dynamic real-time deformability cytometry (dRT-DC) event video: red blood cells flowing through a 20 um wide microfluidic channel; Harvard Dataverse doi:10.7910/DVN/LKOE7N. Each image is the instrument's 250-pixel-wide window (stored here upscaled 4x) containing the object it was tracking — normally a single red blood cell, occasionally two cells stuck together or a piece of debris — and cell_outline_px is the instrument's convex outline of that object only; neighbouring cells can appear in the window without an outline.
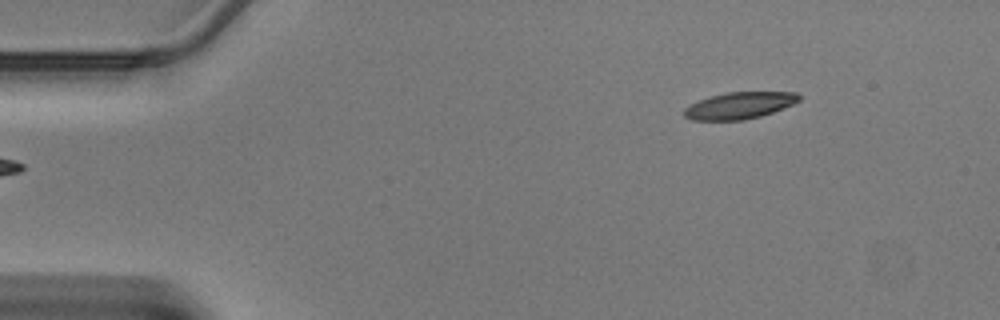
{"species": "Egyptian fruit bat (a non-hibernating species)", "species_latin": "Rousettus aegyptiacus", "temperature_condition": "warm", "stored_images_in_passage": 40, "camera_frame_rate_fps": 3000, "um_per_image_px": 0.085, "animal": {"sex": "male"}, "frame": {"image": 1, "passage_image": 1, "time_ms": 0.0, "image_size_px": [1000, 320], "cell_outline_px": [[800, 100], [792, 104], [772, 112], [760, 116], [744, 120], [692, 120], [684, 116], [684, 108], [700, 100], [712, 96], [728, 92], [796, 92], [800, 96]], "centroid_in_image_um": [62.85, 8.97], "position_along_channel_um": 22.1, "area_um2": 17.63}}
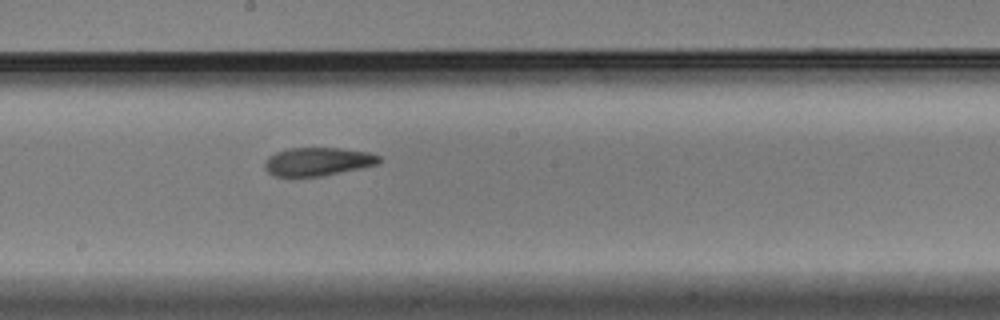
{"frame": {"image": 2, "passage_image": 20, "time_ms": 6.333, "image_size_px": [1000, 320], "cell_outline_px": [[380, 164], [320, 176], [272, 176], [264, 168], [264, 160], [268, 156], [276, 152], [288, 148], [340, 148], [368, 152], [380, 156]], "centroid_in_image_um": [26.98, 13.73], "position_along_channel_um": 221.2, "area_um2": 18.9}}
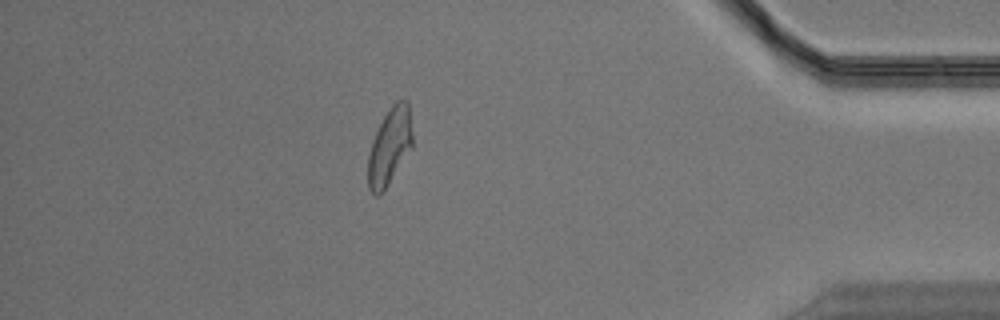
{"frame": {"image": 3, "passage_image": 35, "time_ms": 11.333, "image_size_px": [1000, 320], "cell_outline_px": [[412, 148], [384, 192], [380, 196], [376, 196], [368, 188], [368, 156], [372, 140], [384, 116], [392, 104], [396, 100], [408, 100], [412, 132]], "centroid_in_image_um": [33.12, 12.48], "position_along_channel_um": 402.1, "area_um2": 20.06}}